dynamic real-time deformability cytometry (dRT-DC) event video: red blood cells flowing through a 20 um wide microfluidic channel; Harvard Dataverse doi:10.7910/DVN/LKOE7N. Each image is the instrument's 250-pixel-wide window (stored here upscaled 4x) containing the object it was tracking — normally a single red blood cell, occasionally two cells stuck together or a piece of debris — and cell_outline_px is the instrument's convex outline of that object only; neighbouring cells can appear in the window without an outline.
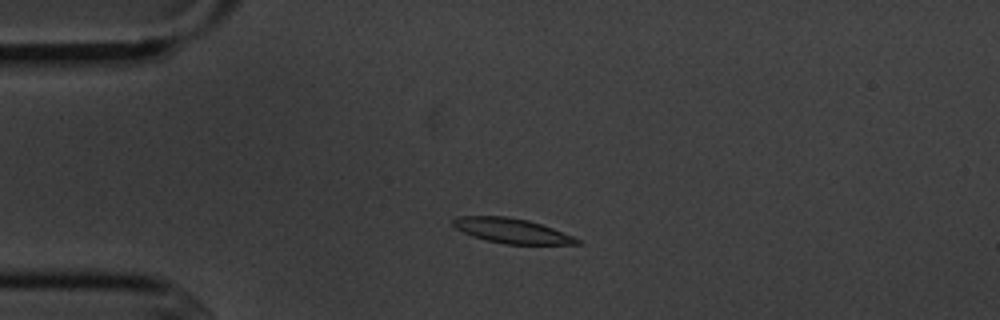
{"species": "common noctule bat (a hibernating species)", "species_latin": "Nyctalus noctula", "temperature_condition": "cold", "stored_images_in_passage": 3, "camera_frame_rate_fps": 3000, "um_per_image_px": 0.085, "animal": {"sex": "male", "body_mass_g": 20.1, "forearm_length_mm": 53.5}, "frame": {"image": 1, "passage_image": 2, "time_ms": 1.333, "image_size_px": [1000, 320], "cell_outline_px": [[580, 244], [504, 244], [472, 236], [456, 228], [452, 224], [452, 220], [456, 216], [508, 216], [528, 220], [552, 228], [572, 236], [580, 240]], "centroid_in_image_um": [43.47, 19.6], "position_along_channel_um": 41.5, "area_um2": 17.74}}